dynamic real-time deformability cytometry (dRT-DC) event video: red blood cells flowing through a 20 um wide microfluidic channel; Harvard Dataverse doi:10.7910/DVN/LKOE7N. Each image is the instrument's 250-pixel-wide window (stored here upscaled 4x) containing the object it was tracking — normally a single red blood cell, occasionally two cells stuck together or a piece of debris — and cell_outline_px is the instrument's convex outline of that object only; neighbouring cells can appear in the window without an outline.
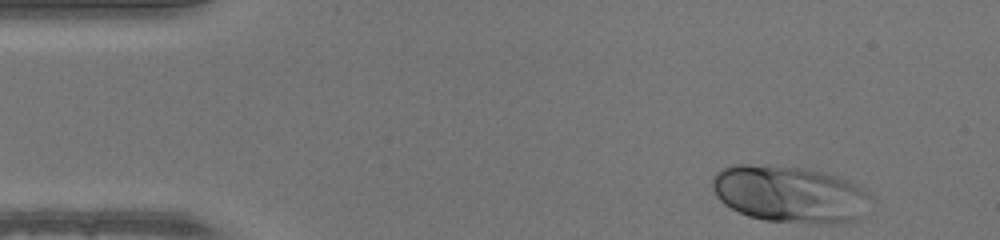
{"species": "human", "species_latin": "Homo sapiens", "temperature_condition": "warm", "stored_images_in_passage": 45, "camera_frame_rate_fps": 3000, "um_per_image_px": 0.085, "donor": {"sex": "male"}, "frame": {"image": 1, "passage_image": 1, "time_ms": 0.0, "image_size_px": [1000, 240], "cell_outline_px": [[872, 212], [864, 216], [852, 220], [832, 224], [808, 224], [764, 220], [748, 216], [724, 204], [716, 196], [712, 188], [712, 176], [716, 172], [732, 164], [748, 164], [804, 168], [824, 172], [836, 176], [856, 184], [864, 188], [872, 196]], "centroid_in_image_um": [67.2, 16.53], "position_along_channel_um": 17.8, "area_um2": 53.41}}
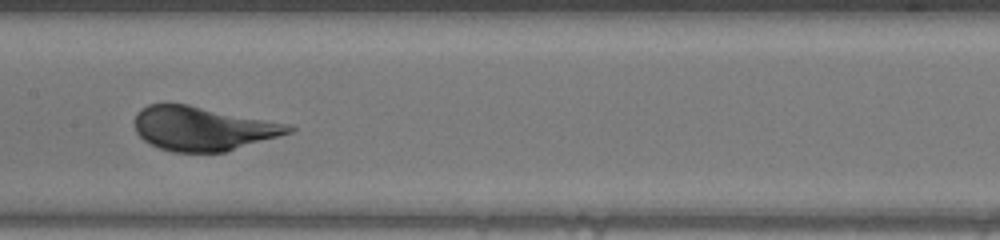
{"frame": {"image": 2, "passage_image": 20, "time_ms": 6.333, "image_size_px": [1000, 240], "cell_outline_px": [[296, 128], [292, 132], [224, 152], [172, 152], [148, 144], [136, 132], [136, 112], [140, 108], [148, 104], [188, 104], [292, 124]], "centroid_in_image_um": [17.25, 10.92], "position_along_channel_um": 190.2, "area_um2": 39.59}}
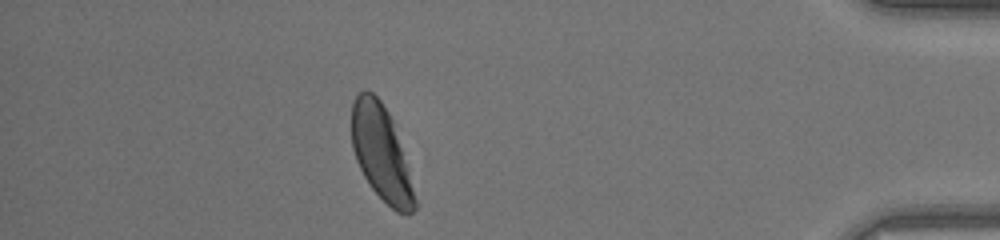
{"frame": {"image": 3, "passage_image": 39, "time_ms": 12.667, "image_size_px": [1000, 240], "cell_outline_px": [[416, 208], [408, 216], [396, 212], [372, 188], [364, 176], [356, 160], [352, 148], [352, 104], [356, 96], [364, 88], [372, 92], [380, 100], [388, 112], [392, 120], [408, 168], [416, 200]], "centroid_in_image_um": [32.39, 13.01], "position_along_channel_um": 402.8, "area_um2": 34.45}}